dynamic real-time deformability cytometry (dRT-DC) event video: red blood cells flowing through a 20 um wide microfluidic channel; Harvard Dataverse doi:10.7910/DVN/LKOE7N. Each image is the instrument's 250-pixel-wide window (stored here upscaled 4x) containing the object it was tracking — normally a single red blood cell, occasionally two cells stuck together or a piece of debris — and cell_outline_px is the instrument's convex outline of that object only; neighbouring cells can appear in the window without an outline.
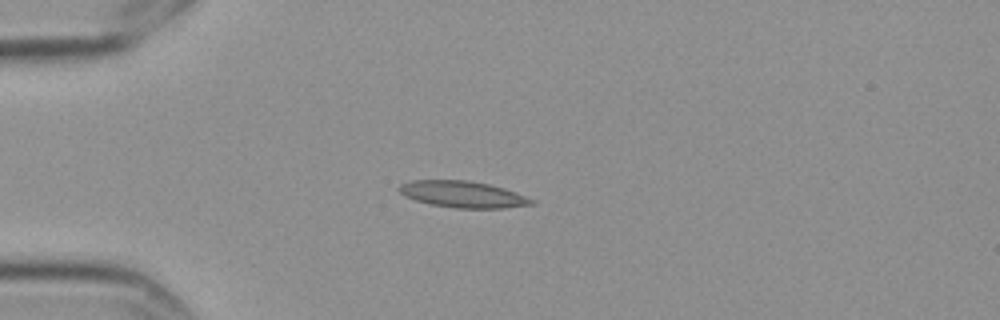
{"species": "Egyptian fruit bat (a non-hibernating species)", "species_latin": "Rousettus aegyptiacus", "temperature_condition": "cold", "stored_images_in_passage": 5, "camera_frame_rate_fps": 3000, "um_per_image_px": 0.085, "frame": {"image": 1, "passage_image": 4, "time_ms": 1.0, "image_size_px": [1000, 320], "cell_outline_px": [[536, 204], [504, 208], [456, 208], [432, 204], [416, 200], [404, 196], [396, 188], [400, 184], [412, 180], [468, 180], [488, 184], [504, 188], [536, 200]], "centroid_in_image_um": [39.34, 16.51], "position_along_channel_um": 45.7, "area_um2": 20.46}}